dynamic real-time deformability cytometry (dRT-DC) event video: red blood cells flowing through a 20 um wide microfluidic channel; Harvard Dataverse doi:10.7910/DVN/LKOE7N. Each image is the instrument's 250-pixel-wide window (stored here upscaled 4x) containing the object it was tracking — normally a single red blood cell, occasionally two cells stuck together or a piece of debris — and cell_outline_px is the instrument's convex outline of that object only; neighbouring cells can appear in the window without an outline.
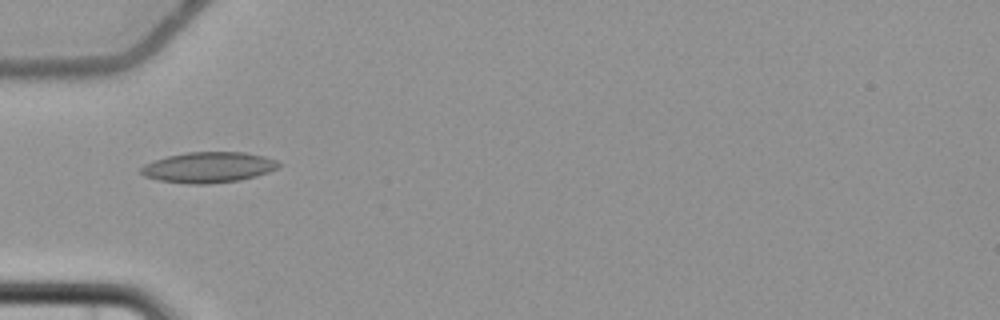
{"species": "common noctule bat (a hibernating species)", "species_latin": "Nyctalus noctula", "temperature_condition": "cold", "stored_images_in_passage": 3, "camera_frame_rate_fps": 3000, "um_per_image_px": 0.085, "animal": {"sex": "female", "body_mass_g": 22.7, "forearm_length_mm": 54.2}, "frame": {"image": 1, "passage_image": 3, "time_ms": 2.667, "image_size_px": [1000, 320], "cell_outline_px": [[284, 164], [268, 172], [256, 176], [240, 180], [208, 184], [192, 184], [156, 180], [144, 176], [140, 172], [140, 168], [144, 164], [168, 156], [188, 152], [244, 152], [264, 156], [276, 160]], "centroid_in_image_um": [17.73, 14.23], "position_along_channel_um": 67.3, "area_um2": 24.62}}